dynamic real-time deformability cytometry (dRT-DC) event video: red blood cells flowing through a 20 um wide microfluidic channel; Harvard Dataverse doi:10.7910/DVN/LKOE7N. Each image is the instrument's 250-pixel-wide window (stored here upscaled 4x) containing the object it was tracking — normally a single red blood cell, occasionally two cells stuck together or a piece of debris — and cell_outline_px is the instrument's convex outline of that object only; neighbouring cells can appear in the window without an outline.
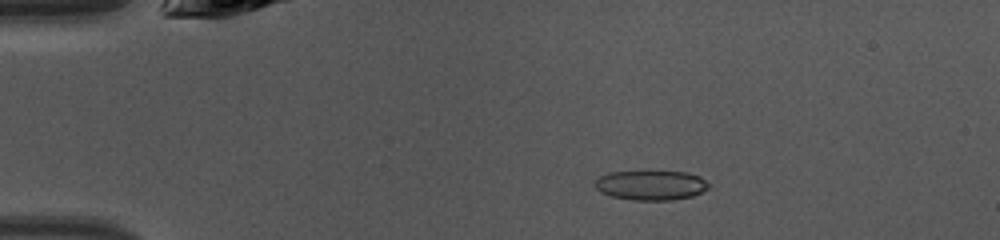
{"species": "common noctule bat (a hibernating species)", "species_latin": "Nyctalus noctula", "temperature_condition": "warm", "stored_images_in_passage": 40, "camera_frame_rate_fps": 3000, "um_per_image_px": 0.085, "animal": {"sex": "female", "body_mass_g": 10.0, "forearm_length_mm": 53.1}, "frame": {"image": 1, "passage_image": 3, "time_ms": 0.667, "image_size_px": [1000, 240], "cell_outline_px": [[712, 184], [708, 188], [692, 196], [672, 200], [632, 200], [612, 196], [600, 192], [596, 188], [596, 180], [600, 176], [608, 172], [688, 172], [700, 176]], "centroid_in_image_um": [55.36, 15.74], "position_along_channel_um": 29.6, "area_um2": 19.59}}
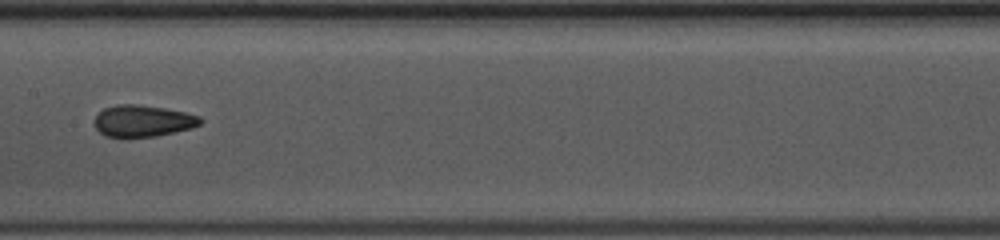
{"frame": {"image": 2, "passage_image": 18, "time_ms": 5.667, "image_size_px": [1000, 240], "cell_outline_px": [[204, 120], [200, 124], [192, 128], [156, 136], [128, 140], [104, 136], [96, 128], [96, 116], [104, 108], [116, 104], [136, 104], [164, 108], [184, 112], [200, 116]], "centroid_in_image_um": [12.13, 10.32], "position_along_channel_um": 195.3, "area_um2": 20.0}}
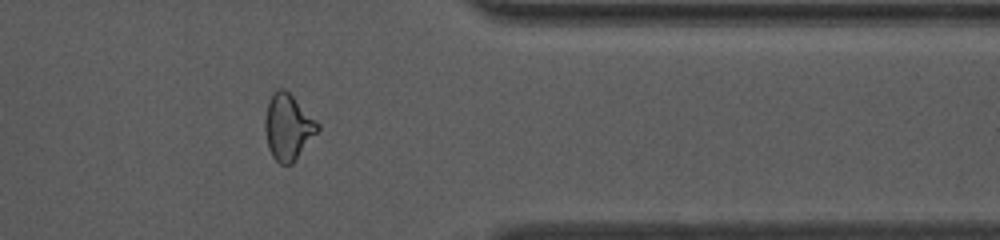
{"frame": {"image": 3, "passage_image": 32, "time_ms": 10.333, "image_size_px": [1000, 240], "cell_outline_px": [[320, 128], [292, 164], [280, 164], [272, 156], [268, 148], [264, 128], [264, 120], [268, 100], [280, 88], [284, 88], [320, 124]], "centroid_in_image_um": [24.46, 10.81], "position_along_channel_um": 386.9, "area_um2": 19.94}, "authors_computed_cell_mechanics": {"area_um2": 19.8543, "velocity_mm_per_s": 4.3264, "shape_relaxation_time_tau1_ms": 4.1341, "shape_relaxation_time_tau2_ms": 1.7138, "deformation_change_tau1": 0.1208, "deformation_change_tau2": 0.0701}}